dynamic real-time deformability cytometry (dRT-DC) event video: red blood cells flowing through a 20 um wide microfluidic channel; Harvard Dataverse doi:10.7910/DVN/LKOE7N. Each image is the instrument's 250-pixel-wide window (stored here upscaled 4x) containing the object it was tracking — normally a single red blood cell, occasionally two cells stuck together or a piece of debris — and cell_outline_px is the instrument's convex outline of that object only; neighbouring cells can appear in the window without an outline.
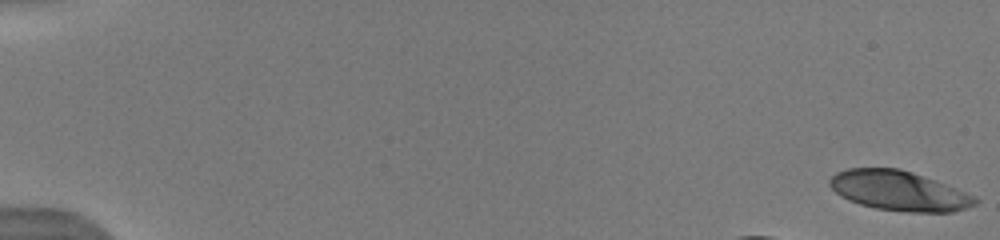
{"species": "human", "species_latin": "Homo sapiens", "temperature_condition": "warm", "stored_images_in_passage": 7, "camera_frame_rate_fps": 3000, "um_per_image_px": 0.085, "donor": {"sex": "male"}, "frame": {"image": 1, "passage_image": 1, "time_ms": 0.0, "image_size_px": [1000, 240], "cell_outline_px": [[980, 200], [976, 204], [968, 208], [952, 212], [908, 212], [876, 208], [860, 204], [848, 200], [840, 196], [828, 184], [828, 180], [836, 172], [848, 168], [900, 168], [936, 180], [976, 196]], "centroid_in_image_um": [76.43, 16.22], "position_along_channel_um": 8.6, "area_um2": 33.87}}